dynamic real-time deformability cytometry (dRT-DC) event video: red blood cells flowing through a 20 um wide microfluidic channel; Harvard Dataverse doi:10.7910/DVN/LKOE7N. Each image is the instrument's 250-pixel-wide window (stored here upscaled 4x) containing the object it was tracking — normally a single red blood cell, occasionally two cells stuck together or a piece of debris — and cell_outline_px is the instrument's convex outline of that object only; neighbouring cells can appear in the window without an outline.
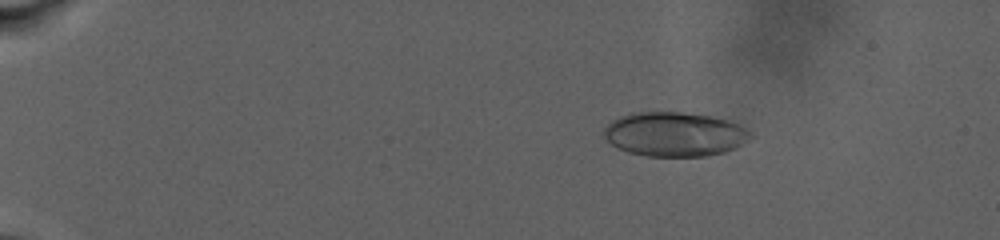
{"species": "human", "species_latin": "Homo sapiens", "temperature_condition": "warm", "stored_images_in_passage": 84, "camera_frame_rate_fps": 3000, "um_per_image_px": 0.085, "donor": {"sex": "male"}, "frame": {"image": 1, "passage_image": 18, "time_ms": 5.333, "image_size_px": [1000, 240], "cell_outline_px": [[752, 136], [740, 144], [724, 152], [708, 156], [648, 156], [628, 152], [612, 144], [604, 136], [604, 128], [612, 120], [620, 116], [632, 112], [684, 112], [712, 116], [728, 120], [740, 124], [752, 132]], "centroid_in_image_um": [57.34, 11.39], "position_along_channel_um": 27.7, "area_um2": 37.8}}
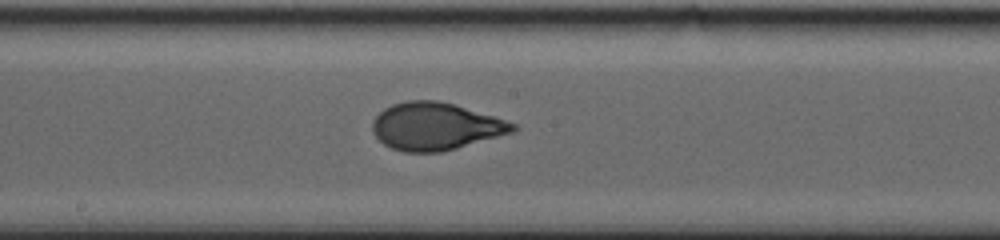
{"frame": {"image": 2, "passage_image": 55, "time_ms": 17.0, "image_size_px": [1000, 240], "cell_outline_px": [[520, 128], [516, 132], [456, 148], [440, 152], [404, 152], [392, 148], [384, 144], [372, 132], [372, 120], [384, 108], [392, 104], [408, 100], [436, 100], [456, 104], [516, 124]], "centroid_in_image_um": [37.03, 10.74], "position_along_channel_um": 211.2, "area_um2": 38.9}}
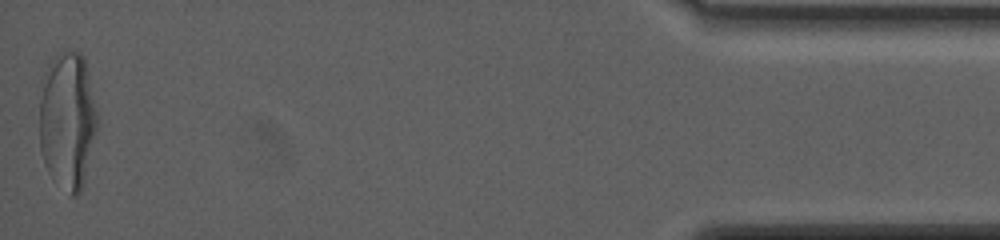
{"frame": {"image": 3, "passage_image": 84, "time_ms": 28.333, "image_size_px": [1000, 240], "cell_outline_px": [[96, 132], [84, 180], [80, 192], [76, 196], [72, 196], [52, 180], [44, 164], [40, 148], [40, 100], [44, 72], [56, 56], [60, 52], [80, 52], [84, 56], [96, 112]], "centroid_in_image_um": [5.71, 10.28], "position_along_channel_um": 429.5, "area_um2": 45.84}, "authors_computed_cell_mechanics": {"area_um2": 38.6971, "velocity_mm_per_s": 2.5757, "shape_relaxation_time_tau1_ms": 8.3354, "shape_relaxation_time_tau2_ms": null, "deformation_change_tau1": 0.28, "deformation_change_tau2": null}}